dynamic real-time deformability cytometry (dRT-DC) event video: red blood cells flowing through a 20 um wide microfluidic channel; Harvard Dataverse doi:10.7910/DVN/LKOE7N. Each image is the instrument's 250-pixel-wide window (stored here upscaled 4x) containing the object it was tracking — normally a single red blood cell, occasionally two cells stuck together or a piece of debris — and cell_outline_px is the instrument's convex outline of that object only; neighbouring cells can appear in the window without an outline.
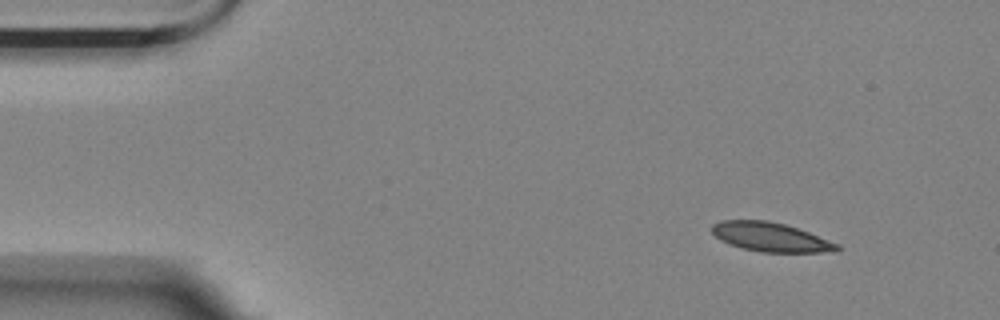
{"species": "Egyptian fruit bat (a non-hibernating species)", "species_latin": "Rousettus aegyptiacus", "temperature_condition": "room temperature", "stored_images_in_passage": 6, "camera_frame_rate_fps": 3000, "um_per_image_px": 0.085, "animal": {"sex": "female"}, "frame": {"image": 1, "passage_image": 6, "time_ms": 1.667, "image_size_px": [1000, 320], "cell_outline_px": [[840, 252], [760, 252], [740, 248], [728, 244], [720, 240], [712, 232], [712, 224], [720, 220], [768, 220], [784, 224], [808, 232], [840, 244]], "centroid_in_image_um": [65.5, 20.16], "position_along_channel_um": 19.5, "area_um2": 21.39}}